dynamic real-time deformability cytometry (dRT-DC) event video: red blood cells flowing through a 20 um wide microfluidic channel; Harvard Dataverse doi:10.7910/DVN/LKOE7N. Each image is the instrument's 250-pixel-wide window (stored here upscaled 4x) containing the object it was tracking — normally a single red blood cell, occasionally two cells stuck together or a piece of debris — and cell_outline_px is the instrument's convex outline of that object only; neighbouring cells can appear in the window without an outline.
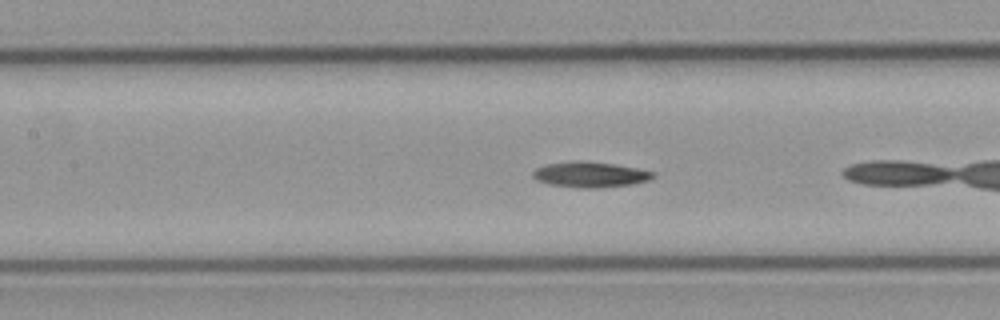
{"species": "common noctule bat (a hibernating species)", "species_latin": "Nyctalus noctula", "temperature_condition": "cold", "stored_images_in_passage": 28, "camera_frame_rate_fps": 3000, "um_per_image_px": 0.085, "animal": {"sex": "male", "body_mass_g": 23.1, "forearm_length_mm": 52.7}, "frame": {"image": 1, "passage_image": 13, "time_ms": 4.0, "image_size_px": [1000, 320], "cell_outline_px": [[656, 176], [648, 180], [632, 184], [600, 188], [576, 188], [548, 184], [536, 180], [532, 176], [532, 172], [536, 168], [544, 164], [572, 160], [584, 160], [612, 164], [636, 168], [656, 172]], "centroid_in_image_um": [50.12, 14.83], "position_along_channel_um": 157.3, "area_um2": 18.21}}
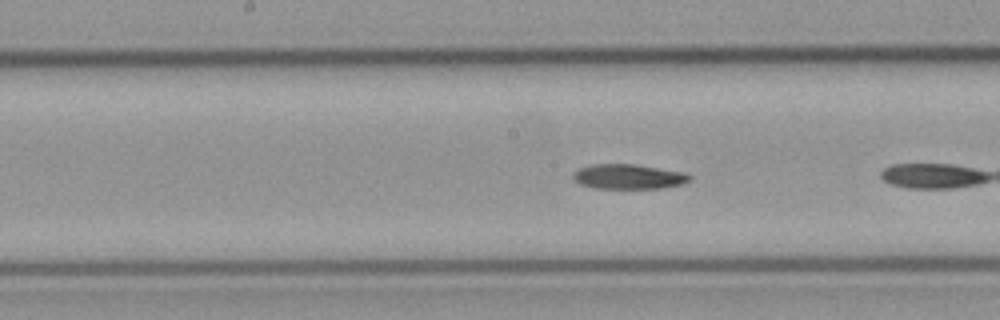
{"frame": {"image": 2, "passage_image": 16, "time_ms": 5.0, "image_size_px": [1000, 320], "cell_outline_px": [[692, 180], [684, 184], [660, 188], [596, 188], [580, 184], [572, 180], [572, 172], [576, 168], [592, 164], [636, 164], [684, 172], [692, 176]], "centroid_in_image_um": [53.4, 15.0], "position_along_channel_um": 194.8, "area_um2": 17.17}}